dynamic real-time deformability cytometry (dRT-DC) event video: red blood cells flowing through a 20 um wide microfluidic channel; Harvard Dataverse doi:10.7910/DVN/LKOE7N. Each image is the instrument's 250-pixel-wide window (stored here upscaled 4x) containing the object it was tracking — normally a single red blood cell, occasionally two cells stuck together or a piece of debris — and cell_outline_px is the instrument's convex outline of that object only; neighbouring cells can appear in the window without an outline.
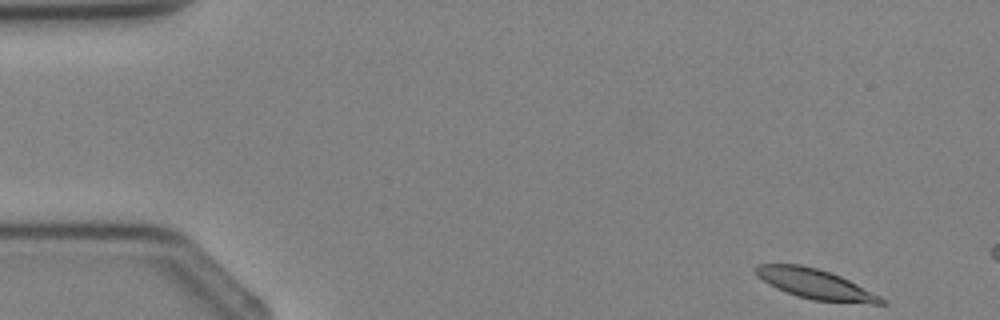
{"species": "Egyptian fruit bat (a non-hibernating species)", "species_latin": "Rousettus aegyptiacus", "temperature_condition": "cold", "stored_images_in_passage": 3, "camera_frame_rate_fps": 3000, "um_per_image_px": 0.085, "animal": {"sex": "female"}, "frame": {"image": 1, "passage_image": 1, "time_ms": 0.0, "image_size_px": [1000, 320], "cell_outline_px": [[888, 304], [872, 304], [812, 300], [796, 296], [776, 288], [756, 276], [756, 264], [800, 264], [816, 268], [840, 276], [888, 300]], "centroid_in_image_um": [69.32, 24.16], "position_along_channel_um": 15.7, "area_um2": 21.73}}